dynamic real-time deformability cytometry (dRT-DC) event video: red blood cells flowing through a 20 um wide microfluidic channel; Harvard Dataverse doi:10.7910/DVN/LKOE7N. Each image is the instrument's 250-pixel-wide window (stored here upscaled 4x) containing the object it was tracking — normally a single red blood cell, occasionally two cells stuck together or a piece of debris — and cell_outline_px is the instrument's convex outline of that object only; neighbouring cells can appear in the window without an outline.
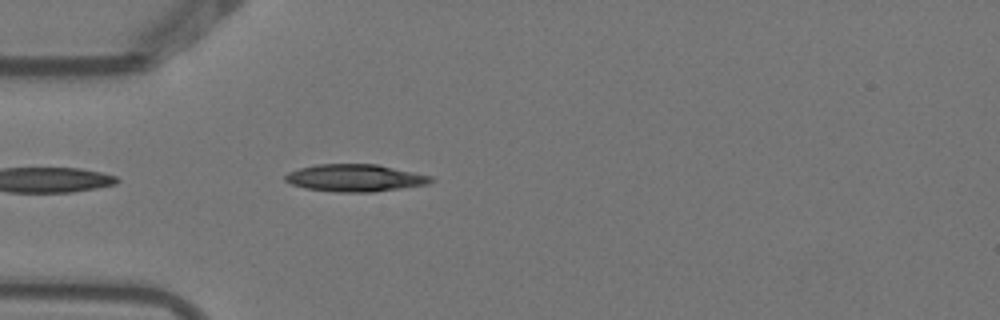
{"species": "Egyptian fruit bat (a non-hibernating species)", "species_latin": "Rousettus aegyptiacus", "temperature_condition": "warm", "stored_images_in_passage": 2, "camera_frame_rate_fps": 3000, "um_per_image_px": 0.085, "animal": {"sex": "female"}, "frame": {"image": 1, "passage_image": 2, "time_ms": 0.333, "image_size_px": [1000, 320], "cell_outline_px": [[436, 180], [428, 184], [372, 192], [336, 192], [304, 188], [292, 184], [284, 180], [284, 176], [288, 172], [300, 168], [316, 164], [376, 164], [432, 176]], "centroid_in_image_um": [30.17, 15.12], "position_along_channel_um": 54.8, "area_um2": 23.12}}